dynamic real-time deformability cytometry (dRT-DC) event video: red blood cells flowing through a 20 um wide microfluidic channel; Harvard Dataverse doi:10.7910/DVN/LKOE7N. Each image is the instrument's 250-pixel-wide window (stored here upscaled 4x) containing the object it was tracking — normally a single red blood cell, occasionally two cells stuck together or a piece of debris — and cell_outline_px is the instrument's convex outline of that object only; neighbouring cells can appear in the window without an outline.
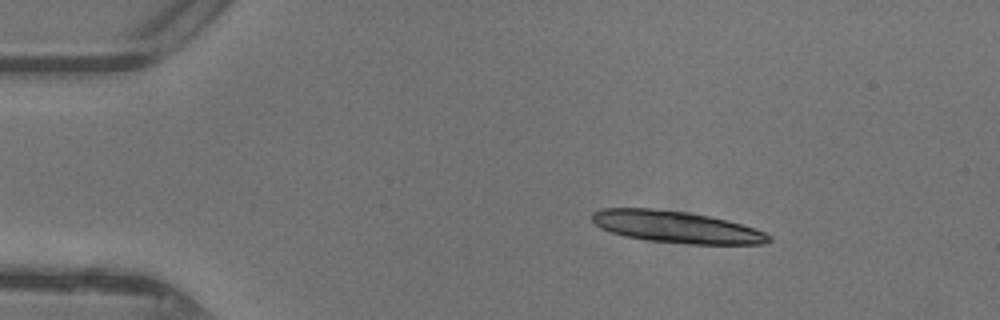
{"species": "common noctule bat (a hibernating species)", "species_latin": "Nyctalus noctula", "temperature_condition": "warm", "stored_images_in_passage": 35, "camera_frame_rate_fps": 3000, "um_per_image_px": 0.085, "animal": {"sex": "female"}, "frame": {"image": 1, "passage_image": 1, "time_ms": 0.0, "image_size_px": [1000, 320], "cell_outline_px": [[772, 240], [764, 244], [692, 244], [648, 240], [624, 236], [600, 228], [592, 220], [592, 212], [600, 208], [652, 208], [688, 212], [728, 220], [764, 232], [772, 236]], "centroid_in_image_um": [57.47, 19.28], "position_along_channel_um": 27.5, "area_um2": 32.66}}
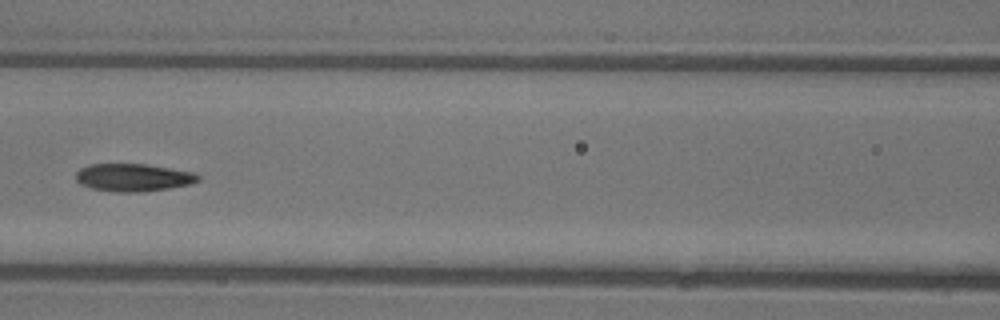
{"frame": {"image": 2, "passage_image": 15, "time_ms": 4.667, "image_size_px": [1000, 320], "cell_outline_px": [[200, 180], [192, 184], [168, 188], [140, 192], [116, 192], [92, 188], [80, 184], [76, 180], [76, 172], [80, 168], [88, 164], [144, 164], [192, 172], [200, 176]], "centroid_in_image_um": [11.3, 15.09], "position_along_channel_um": 155.3, "area_um2": 19.65}}
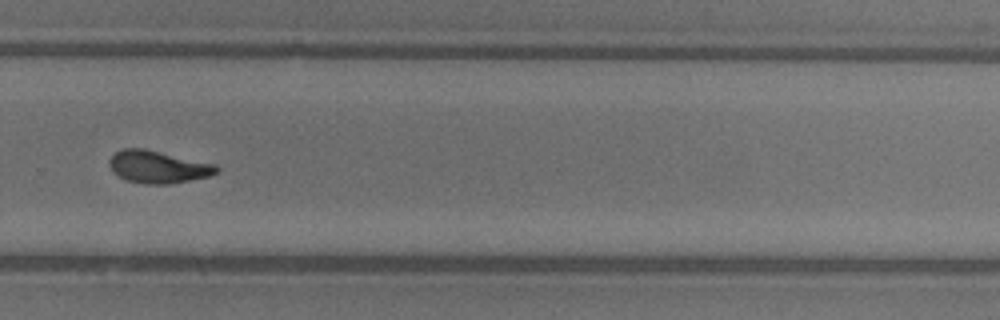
{"frame": {"image": 3, "passage_image": 26, "time_ms": 8.333, "image_size_px": [1000, 320], "cell_outline_px": [[220, 172], [208, 176], [168, 184], [144, 184], [128, 180], [112, 172], [108, 164], [108, 160], [116, 152], [124, 148], [144, 148], [216, 164], [220, 168]], "centroid_in_image_um": [13.44, 14.18], "position_along_channel_um": 316.4, "area_um2": 20.23}, "authors_computed_cell_mechanics": {"area_um2": 20.1722, "velocity_mm_per_s": 4.4104, "shape_relaxation_time_tau1_ms": 4.1933, "shape_relaxation_time_tau2_ms": 1.768, "deformation_change_tau1": 0.1799, "deformation_change_tau2": 0.0891}}